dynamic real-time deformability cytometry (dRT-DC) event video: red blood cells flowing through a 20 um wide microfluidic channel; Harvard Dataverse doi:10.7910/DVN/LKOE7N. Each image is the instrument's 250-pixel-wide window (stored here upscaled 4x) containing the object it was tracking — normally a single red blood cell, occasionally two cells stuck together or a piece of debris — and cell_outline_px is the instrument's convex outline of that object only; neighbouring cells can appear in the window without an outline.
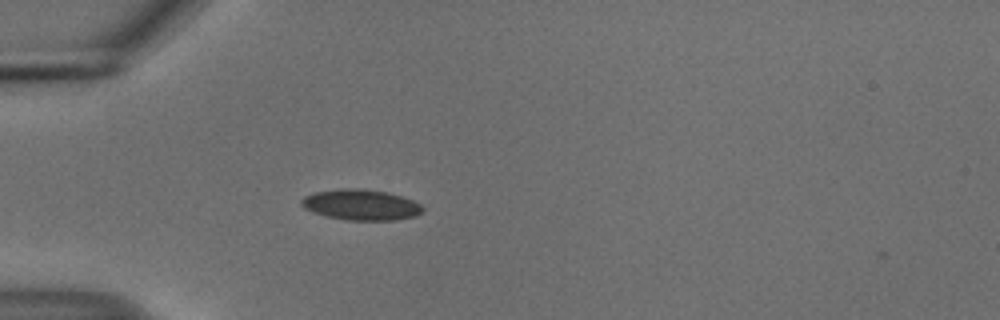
{"species": "common noctule bat (a hibernating species)", "species_latin": "Nyctalus noctula", "temperature_condition": "cold", "stored_images_in_passage": 39, "camera_frame_rate_fps": 3000, "um_per_image_px": 0.085, "animal": {"sex": "male", "body_mass_g": 18.8}, "frame": {"image": 1, "passage_image": 1, "time_ms": 0.0, "image_size_px": [1000, 320], "cell_outline_px": [[424, 212], [416, 216], [392, 220], [348, 220], [328, 216], [312, 212], [304, 208], [300, 204], [300, 200], [304, 196], [316, 192], [344, 188], [356, 188], [388, 192], [412, 200], [420, 204], [424, 208]], "centroid_in_image_um": [30.69, 17.41], "position_along_channel_um": 54.3, "area_um2": 21.62}}
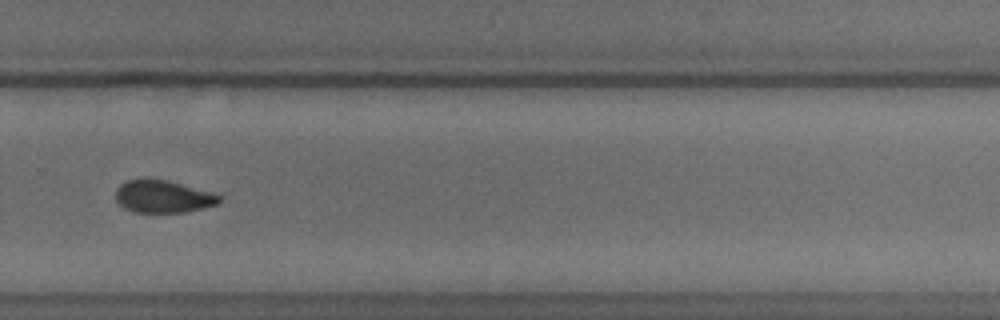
{"frame": {"image": 2, "passage_image": 23, "time_ms": 7.333, "image_size_px": [1000, 320], "cell_outline_px": [[224, 196], [220, 204], [204, 208], [184, 212], [132, 212], [124, 208], [116, 200], [116, 188], [120, 184], [128, 180], [144, 176], [168, 180], [212, 192]], "centroid_in_image_um": [13.87, 16.68], "position_along_channel_um": 315.9, "area_um2": 20.23}}
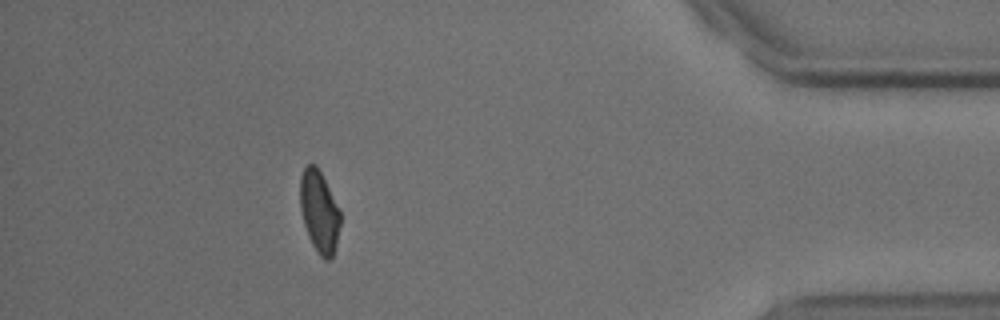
{"frame": {"image": 3, "passage_image": 34, "time_ms": 11.0, "image_size_px": [1000, 320], "cell_outline_px": [[340, 224], [336, 244], [332, 256], [328, 260], [324, 260], [320, 256], [312, 244], [308, 236], [304, 224], [300, 208], [300, 176], [304, 168], [308, 164], [316, 164], [340, 212]], "centroid_in_image_um": [27.11, 18.0], "position_along_channel_um": 408.1, "area_um2": 18.84}, "authors_computed_cell_mechanics": {"area_um2": 20.3456, "velocity_mm_per_s": 3.7093, "shape_relaxation_time_tau1_ms": null, "shape_relaxation_time_tau2_ms": 5.1539, "deformation_change_tau1": null, "deformation_change_tau2": 0.0779}}